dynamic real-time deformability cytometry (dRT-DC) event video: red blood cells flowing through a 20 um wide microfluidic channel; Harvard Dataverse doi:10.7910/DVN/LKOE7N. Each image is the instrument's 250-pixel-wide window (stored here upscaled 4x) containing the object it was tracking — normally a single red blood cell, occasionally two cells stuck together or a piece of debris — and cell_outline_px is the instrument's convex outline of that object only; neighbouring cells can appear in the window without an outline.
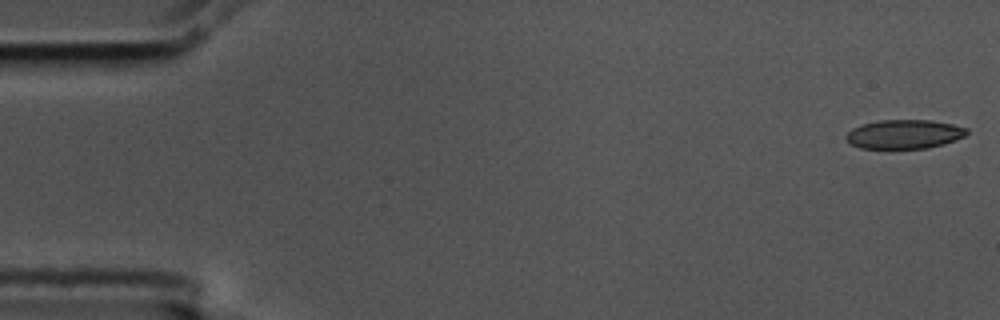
{"species": "common noctule bat (a hibernating species)", "species_latin": "Nyctalus noctula", "temperature_condition": "cold", "stored_images_in_passage": 7, "camera_frame_rate_fps": 3000, "um_per_image_px": 0.085, "animal": {"sex": "male", "body_mass_g": 17.5, "forearm_length_mm": 52.3}, "frame": {"image": 1, "passage_image": 1, "time_ms": 0.0, "image_size_px": [1000, 320], "cell_outline_px": [[968, 132], [964, 136], [956, 140], [944, 144], [928, 148], [860, 148], [852, 144], [844, 136], [852, 128], [860, 124], [880, 120], [932, 120], [952, 124], [968, 128]], "centroid_in_image_um": [76.87, 11.4], "position_along_channel_um": 8.1, "area_um2": 20.46}}
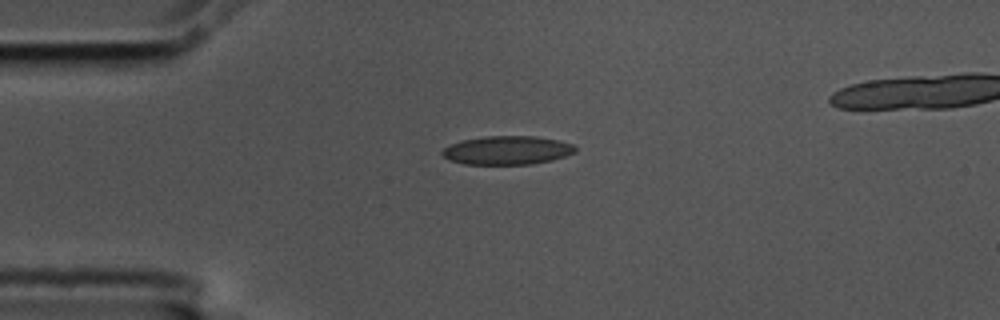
{"frame": {"image": 2, "passage_image": 4, "time_ms": 1.0, "image_size_px": [1000, 320], "cell_outline_px": [[576, 152], [552, 160], [532, 164], [464, 164], [452, 160], [444, 156], [440, 152], [444, 148], [460, 140], [484, 136], [536, 136], [560, 140], [572, 144], [576, 148]], "centroid_in_image_um": [43.13, 12.76], "position_along_channel_um": 41.9, "area_um2": 22.2}}
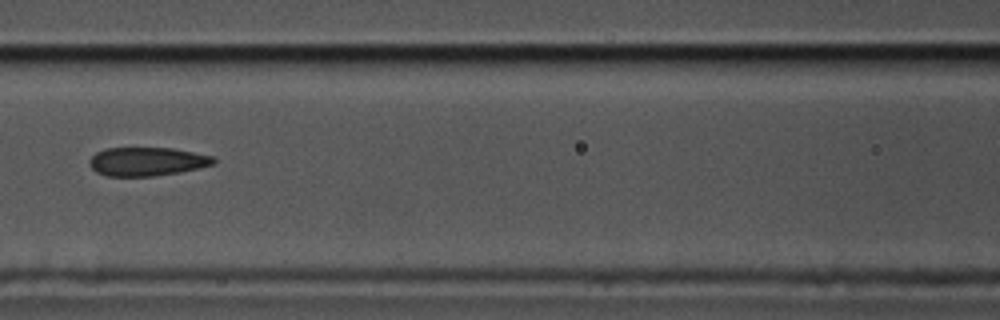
{"frame": {"image": 3, "passage_image": 7, "time_ms": 2.0, "image_size_px": [1000, 320], "cell_outline_px": [[216, 160], [212, 164], [180, 172], [152, 176], [108, 176], [96, 172], [88, 164], [88, 160], [96, 152], [104, 148], [172, 148], [212, 156]], "centroid_in_image_um": [12.43, 13.73], "position_along_channel_um": 154.2, "area_um2": 20.58}}